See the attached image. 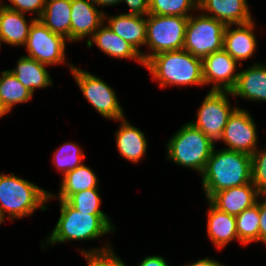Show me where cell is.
Listing matches in <instances>:
<instances>
[{"instance_id":"6da1fadb","label":"cell","mask_w":266,"mask_h":266,"mask_svg":"<svg viewBox=\"0 0 266 266\" xmlns=\"http://www.w3.org/2000/svg\"><path fill=\"white\" fill-rule=\"evenodd\" d=\"M201 176L207 200L216 192L248 184L252 182L251 155L214 148Z\"/></svg>"},{"instance_id":"7a4b0ae2","label":"cell","mask_w":266,"mask_h":266,"mask_svg":"<svg viewBox=\"0 0 266 266\" xmlns=\"http://www.w3.org/2000/svg\"><path fill=\"white\" fill-rule=\"evenodd\" d=\"M144 67L161 88L168 85L204 86L202 60L184 49L156 54Z\"/></svg>"},{"instance_id":"3957f363","label":"cell","mask_w":266,"mask_h":266,"mask_svg":"<svg viewBox=\"0 0 266 266\" xmlns=\"http://www.w3.org/2000/svg\"><path fill=\"white\" fill-rule=\"evenodd\" d=\"M60 217L46 245L73 240H96L116 228L107 215H89L74 209L66 200H60Z\"/></svg>"},{"instance_id":"277c9868","label":"cell","mask_w":266,"mask_h":266,"mask_svg":"<svg viewBox=\"0 0 266 266\" xmlns=\"http://www.w3.org/2000/svg\"><path fill=\"white\" fill-rule=\"evenodd\" d=\"M54 196L13 173L0 174V210L10 221L30 216L38 208L45 211V203Z\"/></svg>"},{"instance_id":"5b68a950","label":"cell","mask_w":266,"mask_h":266,"mask_svg":"<svg viewBox=\"0 0 266 266\" xmlns=\"http://www.w3.org/2000/svg\"><path fill=\"white\" fill-rule=\"evenodd\" d=\"M214 148V142L188 122L169 139L167 159L202 174Z\"/></svg>"},{"instance_id":"8992f818","label":"cell","mask_w":266,"mask_h":266,"mask_svg":"<svg viewBox=\"0 0 266 266\" xmlns=\"http://www.w3.org/2000/svg\"><path fill=\"white\" fill-rule=\"evenodd\" d=\"M188 18L182 16L147 15L145 45H148L152 51L142 54L144 63L156 54L183 49Z\"/></svg>"},{"instance_id":"52a82bcc","label":"cell","mask_w":266,"mask_h":266,"mask_svg":"<svg viewBox=\"0 0 266 266\" xmlns=\"http://www.w3.org/2000/svg\"><path fill=\"white\" fill-rule=\"evenodd\" d=\"M226 24L203 14L191 15L186 26L183 49L203 60L223 49Z\"/></svg>"},{"instance_id":"ba28073f","label":"cell","mask_w":266,"mask_h":266,"mask_svg":"<svg viewBox=\"0 0 266 266\" xmlns=\"http://www.w3.org/2000/svg\"><path fill=\"white\" fill-rule=\"evenodd\" d=\"M68 65L83 96L100 115L115 121L124 118V112L115 91L104 80L71 63Z\"/></svg>"},{"instance_id":"9c48e42d","label":"cell","mask_w":266,"mask_h":266,"mask_svg":"<svg viewBox=\"0 0 266 266\" xmlns=\"http://www.w3.org/2000/svg\"><path fill=\"white\" fill-rule=\"evenodd\" d=\"M228 95L231 91H209L192 121L214 143L220 141L230 115L237 107L231 108Z\"/></svg>"},{"instance_id":"30bf717a","label":"cell","mask_w":266,"mask_h":266,"mask_svg":"<svg viewBox=\"0 0 266 266\" xmlns=\"http://www.w3.org/2000/svg\"><path fill=\"white\" fill-rule=\"evenodd\" d=\"M66 38L50 31L39 19H36L29 31L25 44L29 55L46 66L65 63Z\"/></svg>"},{"instance_id":"8fae6325","label":"cell","mask_w":266,"mask_h":266,"mask_svg":"<svg viewBox=\"0 0 266 266\" xmlns=\"http://www.w3.org/2000/svg\"><path fill=\"white\" fill-rule=\"evenodd\" d=\"M257 130L254 119L247 110L236 108L230 115L222 138L227 150L252 155L257 150Z\"/></svg>"},{"instance_id":"7c38bea8","label":"cell","mask_w":266,"mask_h":266,"mask_svg":"<svg viewBox=\"0 0 266 266\" xmlns=\"http://www.w3.org/2000/svg\"><path fill=\"white\" fill-rule=\"evenodd\" d=\"M242 64L224 49L211 53L202 60L204 86L213 84L210 91H231L238 79Z\"/></svg>"},{"instance_id":"4fadbf2b","label":"cell","mask_w":266,"mask_h":266,"mask_svg":"<svg viewBox=\"0 0 266 266\" xmlns=\"http://www.w3.org/2000/svg\"><path fill=\"white\" fill-rule=\"evenodd\" d=\"M104 14L92 0H71V42L93 36L104 24Z\"/></svg>"},{"instance_id":"5bb4252c","label":"cell","mask_w":266,"mask_h":266,"mask_svg":"<svg viewBox=\"0 0 266 266\" xmlns=\"http://www.w3.org/2000/svg\"><path fill=\"white\" fill-rule=\"evenodd\" d=\"M261 195L252 182L214 193L209 201L218 210L237 216L257 203Z\"/></svg>"},{"instance_id":"9a60e30c","label":"cell","mask_w":266,"mask_h":266,"mask_svg":"<svg viewBox=\"0 0 266 266\" xmlns=\"http://www.w3.org/2000/svg\"><path fill=\"white\" fill-rule=\"evenodd\" d=\"M247 3V0H198V12L206 11L204 15L226 25L246 24L253 20Z\"/></svg>"},{"instance_id":"2e32d148","label":"cell","mask_w":266,"mask_h":266,"mask_svg":"<svg viewBox=\"0 0 266 266\" xmlns=\"http://www.w3.org/2000/svg\"><path fill=\"white\" fill-rule=\"evenodd\" d=\"M227 25L224 32L223 49L238 63L254 55L257 47L256 36L254 35V21L246 24ZM240 61V62H239Z\"/></svg>"},{"instance_id":"e0dca14e","label":"cell","mask_w":266,"mask_h":266,"mask_svg":"<svg viewBox=\"0 0 266 266\" xmlns=\"http://www.w3.org/2000/svg\"><path fill=\"white\" fill-rule=\"evenodd\" d=\"M105 20L108 22L109 29L130 43L142 56L144 52L140 51L139 48L146 43L147 16L130 14L106 16L104 14Z\"/></svg>"},{"instance_id":"ac0fdd59","label":"cell","mask_w":266,"mask_h":266,"mask_svg":"<svg viewBox=\"0 0 266 266\" xmlns=\"http://www.w3.org/2000/svg\"><path fill=\"white\" fill-rule=\"evenodd\" d=\"M93 43L110 57L133 59L145 66L141 54L130 43L109 29L107 25L102 24L94 32L91 39L86 41L89 48L92 47Z\"/></svg>"},{"instance_id":"d6986e66","label":"cell","mask_w":266,"mask_h":266,"mask_svg":"<svg viewBox=\"0 0 266 266\" xmlns=\"http://www.w3.org/2000/svg\"><path fill=\"white\" fill-rule=\"evenodd\" d=\"M231 94L251 101H266V64L255 63L240 71Z\"/></svg>"},{"instance_id":"ffe728a7","label":"cell","mask_w":266,"mask_h":266,"mask_svg":"<svg viewBox=\"0 0 266 266\" xmlns=\"http://www.w3.org/2000/svg\"><path fill=\"white\" fill-rule=\"evenodd\" d=\"M119 121H121V126L115 132L118 151L123 158L138 163L146 155L148 145L146 137L141 130L125 118Z\"/></svg>"},{"instance_id":"44dd1931","label":"cell","mask_w":266,"mask_h":266,"mask_svg":"<svg viewBox=\"0 0 266 266\" xmlns=\"http://www.w3.org/2000/svg\"><path fill=\"white\" fill-rule=\"evenodd\" d=\"M37 18H31L27 24L25 14L4 6L0 13V42L10 46H25L30 28Z\"/></svg>"},{"instance_id":"7402d4cb","label":"cell","mask_w":266,"mask_h":266,"mask_svg":"<svg viewBox=\"0 0 266 266\" xmlns=\"http://www.w3.org/2000/svg\"><path fill=\"white\" fill-rule=\"evenodd\" d=\"M207 234L218 249L226 247L232 240H238L236 218L226 212L218 210L209 201Z\"/></svg>"},{"instance_id":"603a6c76","label":"cell","mask_w":266,"mask_h":266,"mask_svg":"<svg viewBox=\"0 0 266 266\" xmlns=\"http://www.w3.org/2000/svg\"><path fill=\"white\" fill-rule=\"evenodd\" d=\"M39 20L50 31L71 41V0H46Z\"/></svg>"},{"instance_id":"cb8c5ba5","label":"cell","mask_w":266,"mask_h":266,"mask_svg":"<svg viewBox=\"0 0 266 266\" xmlns=\"http://www.w3.org/2000/svg\"><path fill=\"white\" fill-rule=\"evenodd\" d=\"M45 66L24 55L17 61V66L9 71L33 94L36 88L52 85V79Z\"/></svg>"},{"instance_id":"d4e9b609","label":"cell","mask_w":266,"mask_h":266,"mask_svg":"<svg viewBox=\"0 0 266 266\" xmlns=\"http://www.w3.org/2000/svg\"><path fill=\"white\" fill-rule=\"evenodd\" d=\"M98 182L96 173L90 167L82 164L62 176L58 199L67 200L74 193L98 189Z\"/></svg>"},{"instance_id":"484cf974","label":"cell","mask_w":266,"mask_h":266,"mask_svg":"<svg viewBox=\"0 0 266 266\" xmlns=\"http://www.w3.org/2000/svg\"><path fill=\"white\" fill-rule=\"evenodd\" d=\"M32 97L33 94L9 70L1 72L0 99L9 113L14 105L28 102Z\"/></svg>"},{"instance_id":"4316f807","label":"cell","mask_w":266,"mask_h":266,"mask_svg":"<svg viewBox=\"0 0 266 266\" xmlns=\"http://www.w3.org/2000/svg\"><path fill=\"white\" fill-rule=\"evenodd\" d=\"M238 240L243 245L259 242V199L256 204L235 216Z\"/></svg>"},{"instance_id":"83f0119b","label":"cell","mask_w":266,"mask_h":266,"mask_svg":"<svg viewBox=\"0 0 266 266\" xmlns=\"http://www.w3.org/2000/svg\"><path fill=\"white\" fill-rule=\"evenodd\" d=\"M191 10L198 11V0H149V14L190 17Z\"/></svg>"},{"instance_id":"f1b7e54d","label":"cell","mask_w":266,"mask_h":266,"mask_svg":"<svg viewBox=\"0 0 266 266\" xmlns=\"http://www.w3.org/2000/svg\"><path fill=\"white\" fill-rule=\"evenodd\" d=\"M53 164L65 175L69 171L82 165L85 154L82 149L75 143L67 142L58 147L53 155Z\"/></svg>"},{"instance_id":"f546056e","label":"cell","mask_w":266,"mask_h":266,"mask_svg":"<svg viewBox=\"0 0 266 266\" xmlns=\"http://www.w3.org/2000/svg\"><path fill=\"white\" fill-rule=\"evenodd\" d=\"M74 209L89 215H106L101 209L99 189H88L72 194L66 200Z\"/></svg>"},{"instance_id":"4dcf8cb0","label":"cell","mask_w":266,"mask_h":266,"mask_svg":"<svg viewBox=\"0 0 266 266\" xmlns=\"http://www.w3.org/2000/svg\"><path fill=\"white\" fill-rule=\"evenodd\" d=\"M80 252L84 255L89 266H126L109 244L92 250L81 249Z\"/></svg>"},{"instance_id":"1f68e13d","label":"cell","mask_w":266,"mask_h":266,"mask_svg":"<svg viewBox=\"0 0 266 266\" xmlns=\"http://www.w3.org/2000/svg\"><path fill=\"white\" fill-rule=\"evenodd\" d=\"M251 155L252 183L261 196H266V148Z\"/></svg>"},{"instance_id":"d6a6232c","label":"cell","mask_w":266,"mask_h":266,"mask_svg":"<svg viewBox=\"0 0 266 266\" xmlns=\"http://www.w3.org/2000/svg\"><path fill=\"white\" fill-rule=\"evenodd\" d=\"M10 1L9 4H5V7L18 11L20 13H34L37 15V19H39L43 13L44 6L46 3V0H8Z\"/></svg>"},{"instance_id":"836d02e7","label":"cell","mask_w":266,"mask_h":266,"mask_svg":"<svg viewBox=\"0 0 266 266\" xmlns=\"http://www.w3.org/2000/svg\"><path fill=\"white\" fill-rule=\"evenodd\" d=\"M125 2L130 11L125 14L147 16L149 14V0H121Z\"/></svg>"},{"instance_id":"e575fe53","label":"cell","mask_w":266,"mask_h":266,"mask_svg":"<svg viewBox=\"0 0 266 266\" xmlns=\"http://www.w3.org/2000/svg\"><path fill=\"white\" fill-rule=\"evenodd\" d=\"M259 242H263L266 245V196L259 198Z\"/></svg>"},{"instance_id":"d590c367","label":"cell","mask_w":266,"mask_h":266,"mask_svg":"<svg viewBox=\"0 0 266 266\" xmlns=\"http://www.w3.org/2000/svg\"><path fill=\"white\" fill-rule=\"evenodd\" d=\"M139 266H168L162 256H147L139 264Z\"/></svg>"},{"instance_id":"8d00e7d4","label":"cell","mask_w":266,"mask_h":266,"mask_svg":"<svg viewBox=\"0 0 266 266\" xmlns=\"http://www.w3.org/2000/svg\"><path fill=\"white\" fill-rule=\"evenodd\" d=\"M184 266H225L224 264H221L219 261L213 260V258H203L199 259L196 262L186 264Z\"/></svg>"},{"instance_id":"74e56055","label":"cell","mask_w":266,"mask_h":266,"mask_svg":"<svg viewBox=\"0 0 266 266\" xmlns=\"http://www.w3.org/2000/svg\"><path fill=\"white\" fill-rule=\"evenodd\" d=\"M96 5L99 6H112V5H116L119 4L121 0H92Z\"/></svg>"},{"instance_id":"f35d334b","label":"cell","mask_w":266,"mask_h":266,"mask_svg":"<svg viewBox=\"0 0 266 266\" xmlns=\"http://www.w3.org/2000/svg\"><path fill=\"white\" fill-rule=\"evenodd\" d=\"M9 112L5 109L4 105L2 104L1 102V99H0V118L6 114H8Z\"/></svg>"},{"instance_id":"ab89813d","label":"cell","mask_w":266,"mask_h":266,"mask_svg":"<svg viewBox=\"0 0 266 266\" xmlns=\"http://www.w3.org/2000/svg\"><path fill=\"white\" fill-rule=\"evenodd\" d=\"M5 218L6 217L4 216V214L0 210V224L4 222Z\"/></svg>"},{"instance_id":"60d3db41","label":"cell","mask_w":266,"mask_h":266,"mask_svg":"<svg viewBox=\"0 0 266 266\" xmlns=\"http://www.w3.org/2000/svg\"><path fill=\"white\" fill-rule=\"evenodd\" d=\"M2 2V0H0V13H1V10L4 8V4L3 3H1Z\"/></svg>"}]
</instances>
